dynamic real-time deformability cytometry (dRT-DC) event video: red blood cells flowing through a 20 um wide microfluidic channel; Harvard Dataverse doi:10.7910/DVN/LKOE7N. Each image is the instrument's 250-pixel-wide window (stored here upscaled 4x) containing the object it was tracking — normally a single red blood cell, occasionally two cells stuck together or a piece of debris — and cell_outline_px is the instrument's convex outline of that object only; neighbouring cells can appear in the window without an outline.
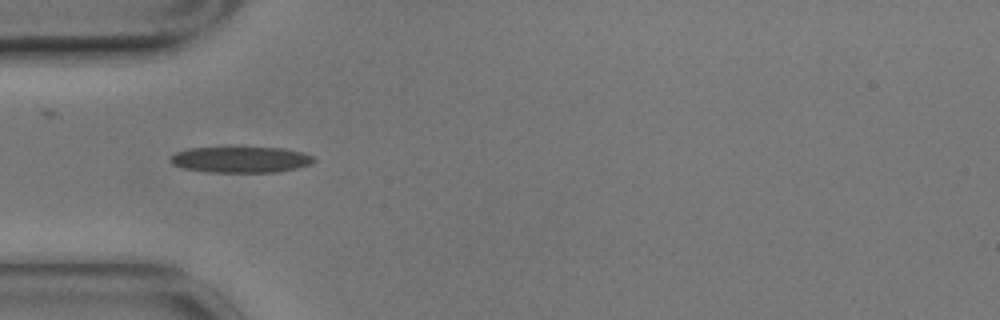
{"species": "common noctule bat (a hibernating species)", "species_latin": "Nyctalus noctula", "temperature_condition": "cold", "stored_images_in_passage": 2, "camera_frame_rate_fps": 3000, "um_per_image_px": 0.085, "animal": {"sex": "male", "body_mass_g": 17.9}, "frame": {"image": 1, "passage_image": 1, "time_ms": 0.0, "image_size_px": [1000, 320], "cell_outline_px": [[316, 160], [312, 164], [296, 168], [276, 172], [208, 172], [184, 168], [172, 164], [168, 160], [176, 152], [188, 148], [232, 144], [284, 148], [300, 152], [312, 156]], "centroid_in_image_um": [20.42, 13.51], "position_along_channel_um": 64.6, "area_um2": 22.95}}